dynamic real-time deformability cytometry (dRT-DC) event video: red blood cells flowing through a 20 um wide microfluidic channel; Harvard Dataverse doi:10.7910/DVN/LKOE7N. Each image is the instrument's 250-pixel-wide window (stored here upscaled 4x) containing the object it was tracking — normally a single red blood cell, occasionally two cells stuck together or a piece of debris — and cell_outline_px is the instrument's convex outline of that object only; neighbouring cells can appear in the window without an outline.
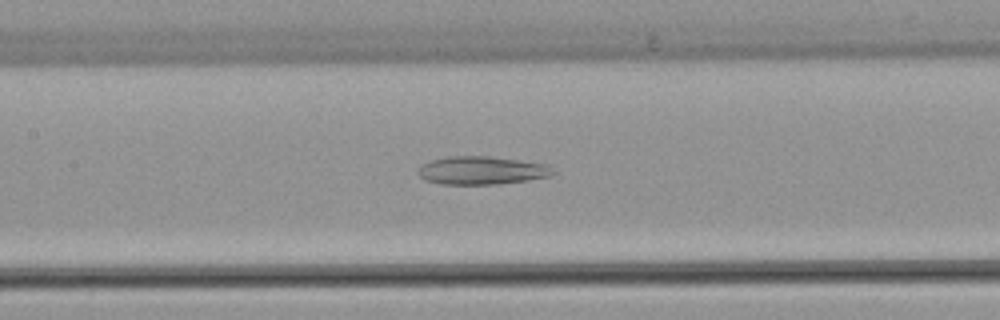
{"species": "common noctule bat (a hibernating species)", "species_latin": "Nyctalus noctula", "temperature_condition": "warm", "stored_images_in_passage": 42, "camera_frame_rate_fps": 3000, "um_per_image_px": 0.085, "animal": {"sex": "female", "body_mass_g": 22.7, "forearm_length_mm": 54.2}, "frame": {"image": 1, "passage_image": 15, "time_ms": 4.667, "image_size_px": [1000, 320], "cell_outline_px": [[556, 172], [548, 176], [528, 180], [496, 184], [444, 184], [424, 180], [420, 176], [420, 164], [444, 156], [488, 156], [548, 164]], "centroid_in_image_um": [40.94, 14.48], "position_along_channel_um": 166.5, "area_um2": 22.02}}
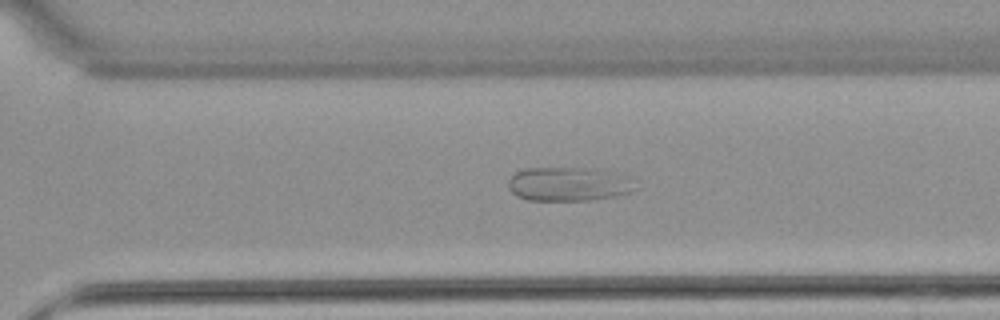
{"frame": {"image": 2, "passage_image": 27, "time_ms": 8.667, "image_size_px": [1000, 320], "cell_outline_px": [[632, 188], [628, 192], [612, 196], [588, 200], [528, 200], [516, 196], [508, 188], [508, 180], [516, 172], [528, 168], [596, 168], [624, 172], [632, 176]], "centroid_in_image_um": [48.35, 15.62], "position_along_channel_um": 322.3, "area_um2": 25.32}}
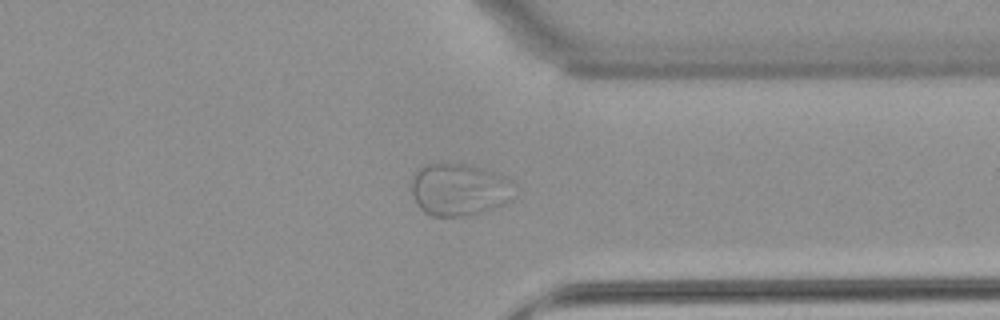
{"frame": {"image": 3, "passage_image": 31, "time_ms": 10.0, "image_size_px": [1000, 320], "cell_outline_px": [[516, 196], [512, 200], [504, 204], [484, 212], [468, 216], [432, 216], [424, 212], [416, 204], [412, 196], [412, 172], [424, 164], [468, 164], [488, 168], [500, 172], [508, 180]], "centroid_in_image_um": [39.03, 16.11], "position_along_channel_um": 372.4, "area_um2": 32.08}}